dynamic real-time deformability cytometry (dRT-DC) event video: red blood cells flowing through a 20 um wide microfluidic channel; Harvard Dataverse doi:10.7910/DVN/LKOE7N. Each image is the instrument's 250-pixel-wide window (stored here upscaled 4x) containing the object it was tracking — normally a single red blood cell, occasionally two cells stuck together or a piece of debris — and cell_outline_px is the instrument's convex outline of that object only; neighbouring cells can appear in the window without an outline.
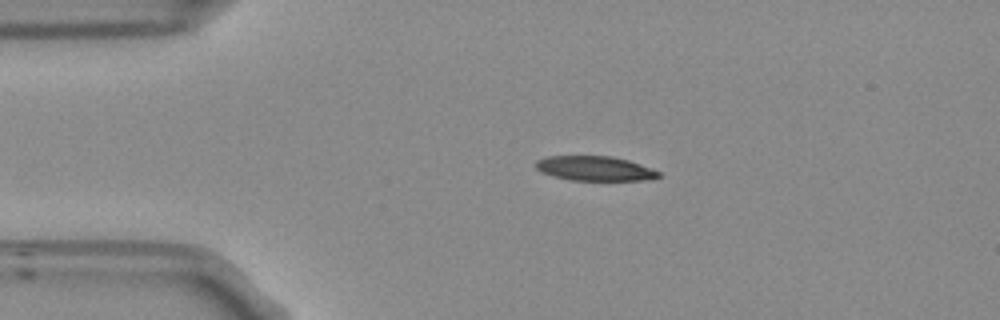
{"species": "Egyptian fruit bat (a non-hibernating species)", "species_latin": "Rousettus aegyptiacus", "temperature_condition": "room temperature", "stored_images_in_passage": 43, "camera_frame_rate_fps": 3000, "um_per_image_px": 0.085, "frame": {"image": 1, "passage_image": 1, "time_ms": 0.0, "image_size_px": [1000, 320], "cell_outline_px": [[660, 176], [652, 180], [568, 180], [552, 176], [540, 172], [536, 168], [536, 160], [544, 156], [612, 156], [628, 160], [640, 164], [660, 172]], "centroid_in_image_um": [50.53, 14.32], "position_along_channel_um": 34.5, "area_um2": 17.74}}
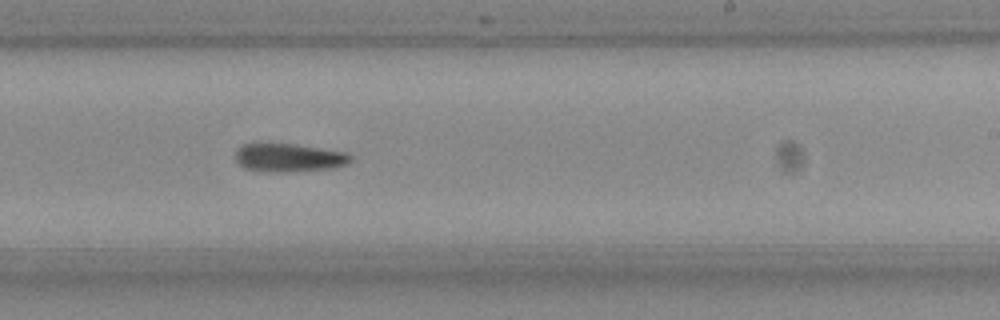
{"frame": {"image": 2, "passage_image": 22, "time_ms": 7.0, "image_size_px": [1000, 320], "cell_outline_px": [[352, 160], [348, 164], [332, 168], [288, 172], [260, 172], [244, 168], [236, 160], [236, 148], [244, 144], [268, 140], [296, 144], [348, 152], [352, 156]], "centroid_in_image_um": [24.52, 13.36], "position_along_channel_um": 264.5, "area_um2": 20.0}}
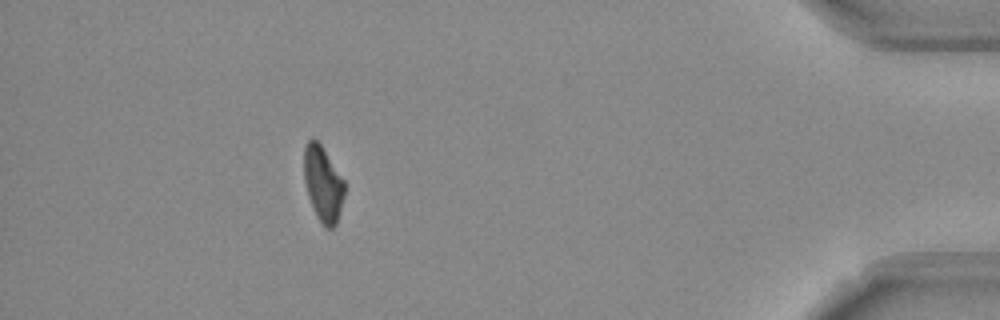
{"frame": {"image": 3, "passage_image": 38, "time_ms": 12.333, "image_size_px": [1000, 320], "cell_outline_px": [[344, 196], [336, 224], [332, 228], [324, 228], [316, 216], [308, 196], [304, 180], [304, 148], [308, 140], [312, 136], [320, 144], [344, 180]], "centroid_in_image_um": [27.44, 15.64], "position_along_channel_um": 407.8, "area_um2": 17.69}, "authors_computed_cell_mechanics": {"area_um2": 19.074, "velocity_mm_per_s": 3.7728, "shape_relaxation_time_tau1_ms": 6.9221, "shape_relaxation_time_tau2_ms": null, "deformation_change_tau1": 0.1858, "deformation_change_tau2": null}}